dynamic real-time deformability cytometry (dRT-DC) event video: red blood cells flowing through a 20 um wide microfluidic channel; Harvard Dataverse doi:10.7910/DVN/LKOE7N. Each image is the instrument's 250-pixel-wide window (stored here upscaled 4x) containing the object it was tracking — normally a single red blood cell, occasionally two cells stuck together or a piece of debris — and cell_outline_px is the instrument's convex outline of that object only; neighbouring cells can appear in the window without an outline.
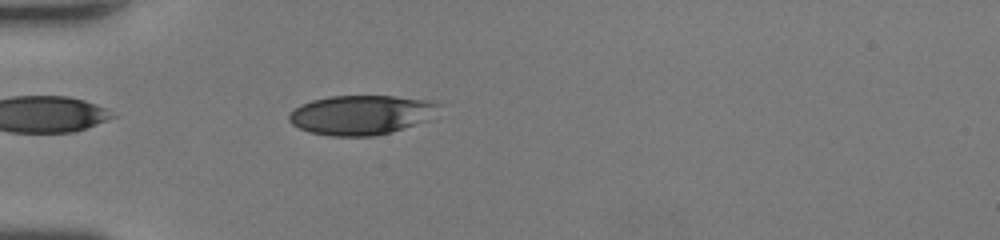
{"species": "human", "species_latin": "Homo sapiens", "temperature_condition": "room temperature", "stored_images_in_passage": 40, "camera_frame_rate_fps": 3000, "um_per_image_px": 0.085, "donor": {"sex": "female"}, "frame": {"image": 1, "passage_image": 6, "time_ms": 1.667, "image_size_px": [1000, 240], "cell_outline_px": [[444, 104], [428, 120], [388, 132], [372, 136], [332, 136], [308, 132], [292, 124], [288, 120], [288, 116], [300, 104], [312, 100], [328, 96], [392, 96], [436, 100]], "centroid_in_image_um": [30.73, 9.74], "position_along_channel_um": 54.3, "area_um2": 34.56}}
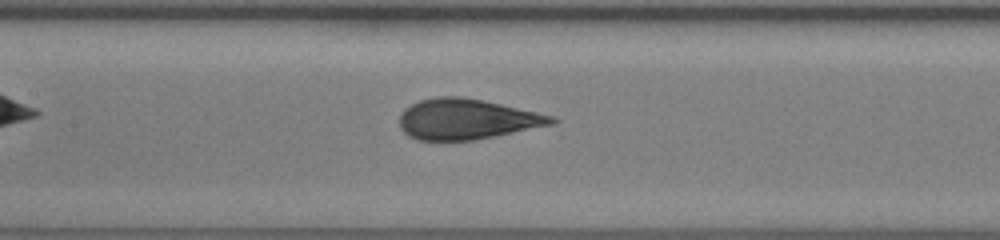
{"frame": {"image": 2, "passage_image": 15, "time_ms": 4.667, "image_size_px": [1000, 240], "cell_outline_px": [[560, 120], [556, 124], [472, 140], [416, 140], [408, 136], [400, 128], [400, 112], [404, 108], [420, 100], [436, 96], [460, 96], [500, 104], [556, 116]], "centroid_in_image_um": [39.68, 10.13], "position_along_channel_um": 167.7, "area_um2": 35.89}}
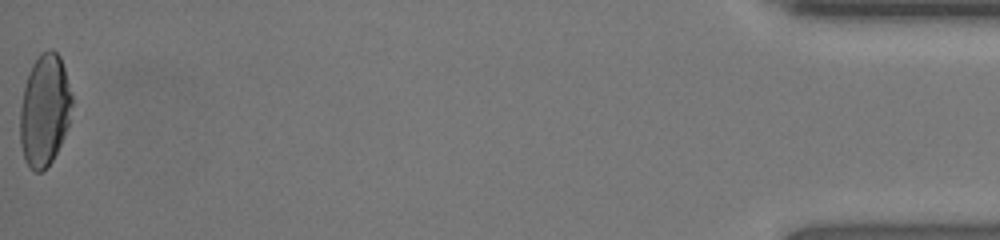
{"frame": {"image": 3, "passage_image": 40, "time_ms": 13.0, "image_size_px": [1000, 240], "cell_outline_px": [[72, 104], [68, 124], [64, 136], [52, 160], [40, 172], [32, 172], [28, 168], [24, 160], [20, 144], [20, 108], [24, 88], [28, 72], [32, 64], [40, 52], [48, 48], [52, 48], [60, 56], [72, 92]], "centroid_in_image_um": [3.77, 9.35], "position_along_channel_um": 431.4, "area_um2": 34.1}, "authors_computed_cell_mechanics": {"area_um2": 36.125, "velocity_mm_per_s": 4.2854, "shape_relaxation_time_tau1_ms": 5.8301, "shape_relaxation_time_tau2_ms": null, "deformation_change_tau1": 0.249, "deformation_change_tau2": null}}